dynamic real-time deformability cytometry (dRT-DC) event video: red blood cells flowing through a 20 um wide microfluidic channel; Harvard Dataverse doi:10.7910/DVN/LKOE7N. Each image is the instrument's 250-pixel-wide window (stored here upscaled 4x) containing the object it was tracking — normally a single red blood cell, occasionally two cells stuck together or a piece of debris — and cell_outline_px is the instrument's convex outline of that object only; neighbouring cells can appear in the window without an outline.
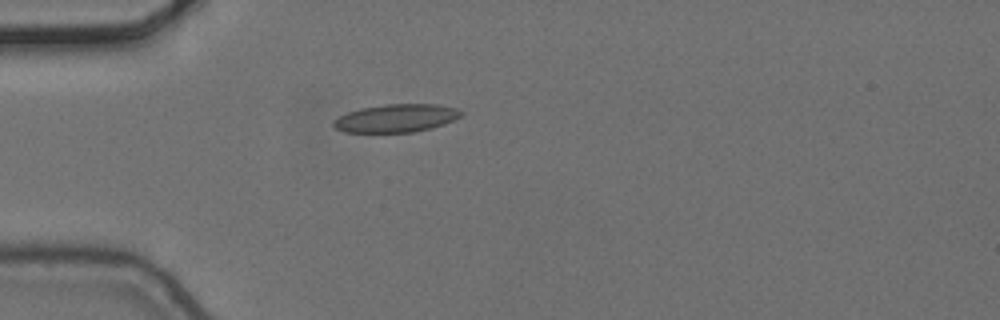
{"species": "common noctule bat (a hibernating species)", "species_latin": "Nyctalus noctula", "temperature_condition": "cold", "stored_images_in_passage": 1, "camera_frame_rate_fps": 3000, "um_per_image_px": 0.085, "animal": {"sex": "female", "body_mass_g": 24.6, "forearm_length_mm": 56.2}, "frame": {"image": 1, "passage_image": 1, "time_ms": 0.0, "image_size_px": [1000, 320], "cell_outline_px": [[464, 112], [460, 116], [444, 124], [432, 128], [412, 132], [344, 132], [336, 128], [332, 124], [332, 120], [348, 112], [360, 108], [384, 104], [436, 104], [456, 108]], "centroid_in_image_um": [33.66, 10.04], "position_along_channel_um": 51.3, "area_um2": 20.81}}